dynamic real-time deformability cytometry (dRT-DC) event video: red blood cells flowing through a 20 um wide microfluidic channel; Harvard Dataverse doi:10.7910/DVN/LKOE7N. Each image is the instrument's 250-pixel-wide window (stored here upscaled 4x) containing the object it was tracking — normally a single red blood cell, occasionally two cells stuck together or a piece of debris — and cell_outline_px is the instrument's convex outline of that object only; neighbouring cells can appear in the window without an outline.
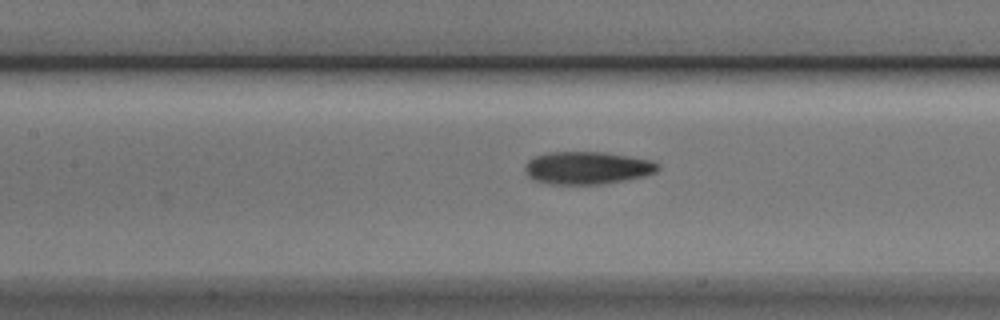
{"species": "Egyptian fruit bat (a non-hibernating species)", "species_latin": "Rousettus aegyptiacus", "temperature_condition": "cold", "stored_images_in_passage": 9, "segment_of_instrument_passage": [2, 2], "camera_frame_rate_fps": 3000, "um_per_image_px": 0.085, "animal": {"sex": "male"}, "frame": {"image": 1, "passage_image": 9, "time_ms": 2.667, "image_size_px": [1000, 320], "cell_outline_px": [[660, 168], [656, 172], [644, 176], [628, 180], [604, 184], [548, 184], [536, 180], [528, 176], [524, 172], [524, 164], [528, 160], [536, 156], [548, 152], [604, 152], [652, 160], [660, 164]], "centroid_in_image_um": [49.93, 14.27], "position_along_channel_um": 157.5, "area_um2": 25.55}}